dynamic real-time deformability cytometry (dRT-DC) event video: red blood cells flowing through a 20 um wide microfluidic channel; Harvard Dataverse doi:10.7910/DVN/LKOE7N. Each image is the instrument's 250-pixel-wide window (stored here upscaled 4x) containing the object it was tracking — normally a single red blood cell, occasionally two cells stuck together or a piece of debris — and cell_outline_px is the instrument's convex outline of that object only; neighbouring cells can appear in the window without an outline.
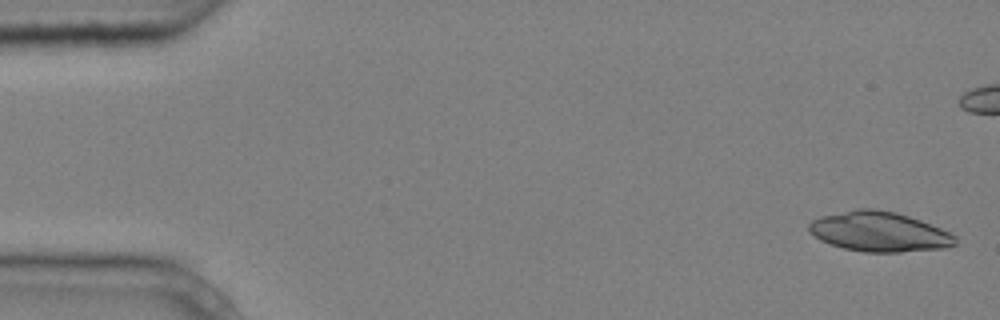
{"species": "common noctule bat (a hibernating species)", "species_latin": "Nyctalus noctula", "temperature_condition": "cold", "stored_images_in_passage": 9, "camera_frame_rate_fps": 3000, "um_per_image_px": 0.085, "animal": {"sex": "male", "body_mass_g": 20.4}, "frame": {"image": 1, "passage_image": 1, "time_ms": 0.0, "image_size_px": [1000, 320], "cell_outline_px": [[956, 244], [944, 248], [900, 252], [864, 252], [844, 248], [820, 240], [808, 232], [808, 224], [812, 220], [820, 216], [856, 208], [872, 208], [896, 212], [920, 220], [940, 228], [956, 236]], "centroid_in_image_um": [74.7, 19.69], "position_along_channel_um": 10.3, "area_um2": 33.99}}